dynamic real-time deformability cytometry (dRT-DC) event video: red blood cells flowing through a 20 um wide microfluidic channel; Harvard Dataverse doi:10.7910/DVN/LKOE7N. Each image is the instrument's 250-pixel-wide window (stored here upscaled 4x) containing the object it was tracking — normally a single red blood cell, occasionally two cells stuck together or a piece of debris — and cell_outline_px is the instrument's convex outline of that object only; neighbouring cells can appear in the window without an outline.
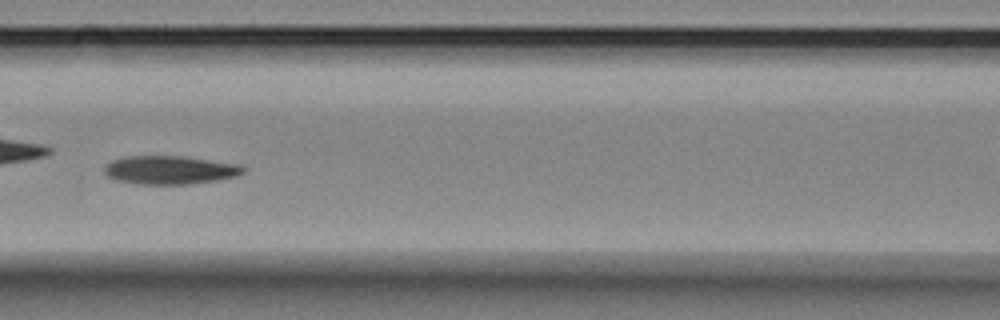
{"species": "Egyptian fruit bat (a non-hibernating species)", "species_latin": "Rousettus aegyptiacus", "temperature_condition": "room temperature", "stored_images_in_passage": 59, "camera_frame_rate_fps": 3000, "um_per_image_px": 0.085, "animal": {"sex": "female"}, "frame": {"image": 1, "passage_image": 26, "time_ms": 8.333, "image_size_px": [1000, 320], "cell_outline_px": [[248, 168], [244, 172], [236, 176], [220, 180], [188, 184], [136, 184], [116, 180], [108, 176], [104, 172], [104, 164], [112, 160], [124, 156], [184, 156], [240, 164]], "centroid_in_image_um": [14.46, 14.44], "position_along_channel_um": 152.1, "area_um2": 23.35}, "authors_computed_cell_mechanics": {"area_um2": 23.1778, "velocity_mm_per_s": 3.4347, "shape_relaxation_time_tau1_ms": 4.7728, "shape_relaxation_time_tau2_ms": 7.8863, "deformation_change_tau1": 0.1785, "deformation_change_tau2": 0.0823}}